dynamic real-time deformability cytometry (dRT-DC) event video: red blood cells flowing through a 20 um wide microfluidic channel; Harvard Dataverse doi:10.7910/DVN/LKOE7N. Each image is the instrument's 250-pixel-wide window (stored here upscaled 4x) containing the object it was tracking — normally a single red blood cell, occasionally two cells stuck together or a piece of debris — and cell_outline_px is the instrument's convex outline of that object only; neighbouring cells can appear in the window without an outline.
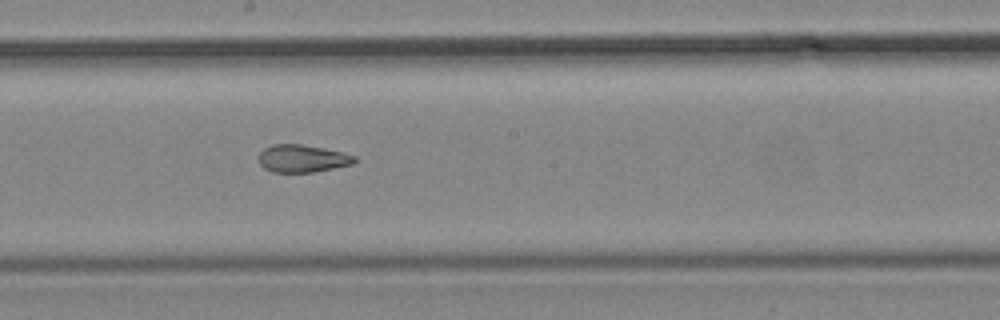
{"species": "common noctule bat (a hibernating species)", "species_latin": "Nyctalus noctula", "temperature_condition": "cold", "stored_images_in_passage": 13, "camera_frame_rate_fps": 3000, "um_per_image_px": 0.085, "animal": {"sex": "male", "body_mass_g": 19.2, "forearm_length_mm": 51.8}, "frame": {"image": 1, "passage_image": 13, "time_ms": 14.667, "image_size_px": [1000, 320], "cell_outline_px": [[356, 160], [352, 164], [312, 172], [272, 172], [264, 168], [260, 164], [260, 152], [264, 148], [272, 144], [300, 144], [324, 148], [356, 156]], "centroid_in_image_um": [25.68, 13.47], "position_along_channel_um": 222.5, "area_um2": 15.2}}